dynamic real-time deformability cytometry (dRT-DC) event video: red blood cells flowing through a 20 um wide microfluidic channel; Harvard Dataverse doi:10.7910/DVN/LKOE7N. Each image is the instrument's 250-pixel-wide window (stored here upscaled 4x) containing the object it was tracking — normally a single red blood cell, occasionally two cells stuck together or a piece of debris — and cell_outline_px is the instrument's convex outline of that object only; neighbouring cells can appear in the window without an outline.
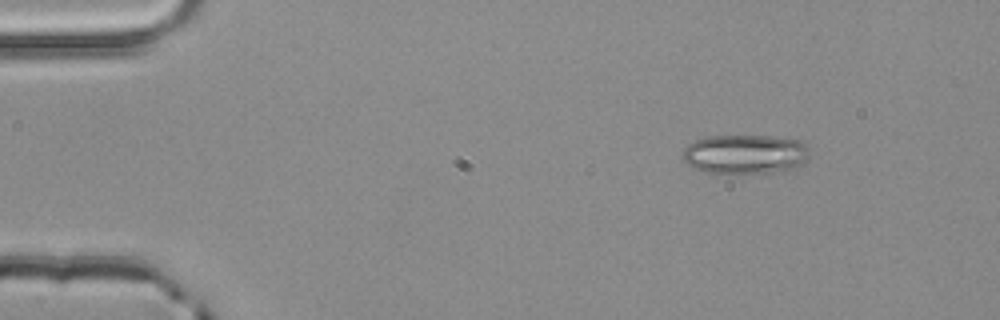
{"species": "common noctule bat (a hibernating species)", "species_latin": "Nyctalus noctula", "temperature_condition": "room temperature", "stored_images_in_passage": 3, "camera_frame_rate_fps": 3000, "um_per_image_px": 0.085, "animal": {"sex": "male", "body_mass_g": 20.4}, "frame": {"image": 1, "passage_image": 1, "time_ms": 0.0, "image_size_px": [1000, 320], "cell_outline_px": [[804, 160], [792, 168], [768, 172], [708, 172], [696, 168], [688, 164], [680, 156], [684, 148], [688, 144], [696, 140], [708, 136], [768, 136], [804, 140]], "centroid_in_image_um": [63.23, 13.07], "position_along_channel_um": 21.8, "area_um2": 28.21}}